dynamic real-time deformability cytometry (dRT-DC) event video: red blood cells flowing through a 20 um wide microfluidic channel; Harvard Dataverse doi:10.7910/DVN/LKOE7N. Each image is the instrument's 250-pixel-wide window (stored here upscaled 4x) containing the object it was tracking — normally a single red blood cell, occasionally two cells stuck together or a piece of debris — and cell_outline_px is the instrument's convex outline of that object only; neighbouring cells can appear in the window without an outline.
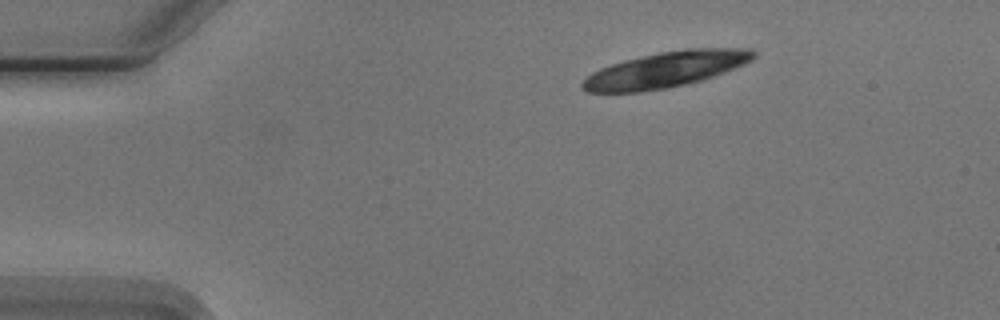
{"species": "Egyptian fruit bat (a non-hibernating species)", "species_latin": "Rousettus aegyptiacus", "temperature_condition": "cold", "stored_images_in_passage": 5, "camera_frame_rate_fps": 3000, "um_per_image_px": 0.085, "animal": {"sex": "male"}, "frame": {"image": 1, "passage_image": 1, "time_ms": 0.0, "image_size_px": [1000, 320], "cell_outline_px": [[756, 56], [752, 60], [744, 64], [724, 72], [700, 80], [664, 88], [640, 92], [588, 92], [580, 84], [592, 72], [600, 68], [624, 60], [640, 56], [660, 52], [684, 48], [752, 48], [756, 52]], "centroid_in_image_um": [56.6, 5.89], "position_along_channel_um": 28.4, "area_um2": 35.26}}
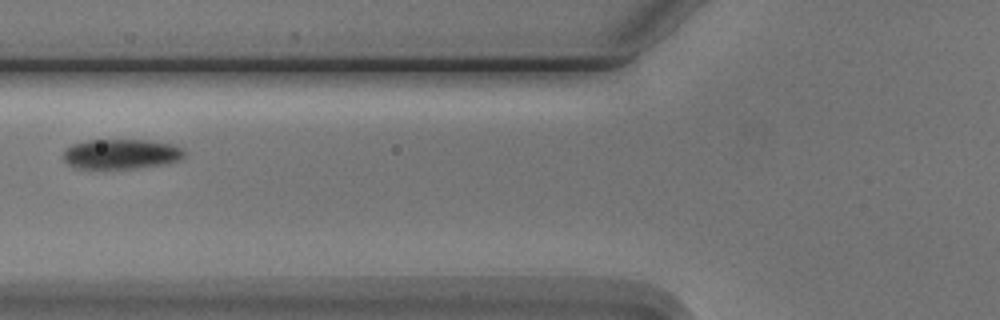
{"frame": {"image": 2, "passage_image": 5, "time_ms": 4.333, "image_size_px": [1000, 320], "cell_outline_px": [[188, 152], [184, 156], [176, 160], [160, 164], [132, 168], [76, 168], [68, 164], [64, 160], [64, 148], [72, 144], [88, 140], [148, 140], [172, 144], [184, 148]], "centroid_in_image_um": [10.28, 13.07], "position_along_channel_um": 115.5, "area_um2": 20.98}}